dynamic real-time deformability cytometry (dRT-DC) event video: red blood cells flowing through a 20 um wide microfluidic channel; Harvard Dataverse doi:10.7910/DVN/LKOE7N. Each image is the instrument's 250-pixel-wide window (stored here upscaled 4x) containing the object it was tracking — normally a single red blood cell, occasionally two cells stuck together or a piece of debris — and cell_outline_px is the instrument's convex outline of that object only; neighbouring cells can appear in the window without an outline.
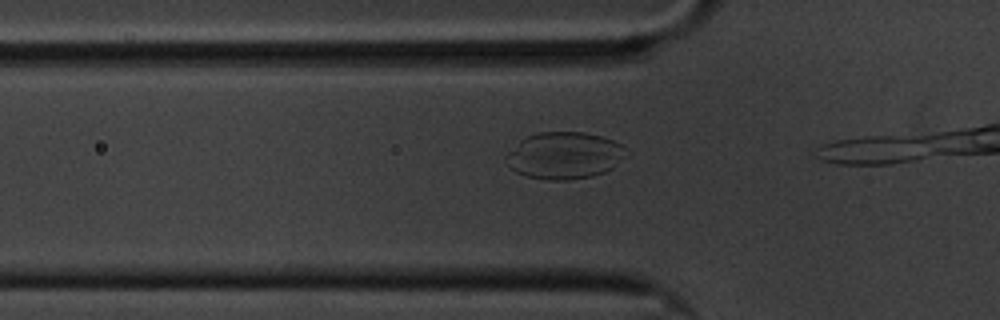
{"species": "common noctule bat (a hibernating species)", "species_latin": "Nyctalus noctula", "temperature_condition": "cold", "stored_images_in_passage": 7, "camera_frame_rate_fps": 3000, "um_per_image_px": 0.085, "animal": {"sex": "male", "body_mass_g": 20.1, "forearm_length_mm": 53.5}, "frame": {"image": 1, "passage_image": 5, "time_ms": 1.333, "image_size_px": [1000, 320], "cell_outline_px": [[628, 156], [612, 168], [604, 172], [592, 176], [568, 180], [548, 180], [528, 176], [516, 172], [508, 164], [504, 156], [520, 140], [528, 136], [540, 132], [584, 132], [600, 136], [612, 140], [628, 148]], "centroid_in_image_um": [48.01, 13.21], "position_along_channel_um": 77.8, "area_um2": 32.89}}